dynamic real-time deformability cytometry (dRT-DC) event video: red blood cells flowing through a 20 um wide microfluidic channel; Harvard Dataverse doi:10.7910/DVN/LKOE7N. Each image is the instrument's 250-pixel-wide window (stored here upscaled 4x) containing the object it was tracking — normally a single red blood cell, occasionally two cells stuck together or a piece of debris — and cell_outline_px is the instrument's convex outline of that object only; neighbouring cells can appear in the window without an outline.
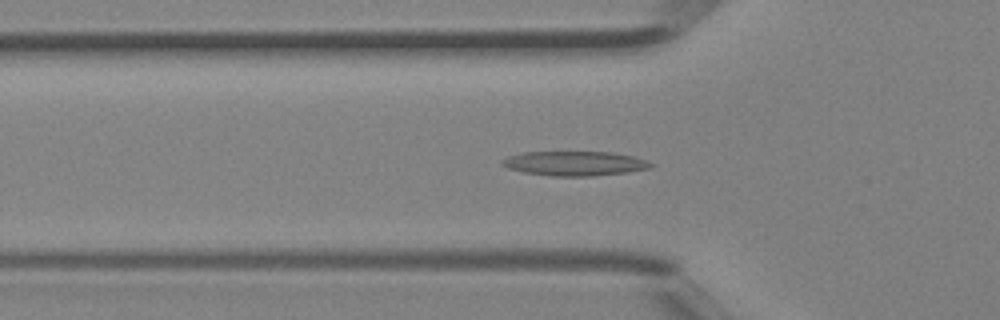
{"species": "Egyptian fruit bat (a non-hibernating species)", "species_latin": "Rousettus aegyptiacus", "temperature_condition": "room temperature", "stored_images_in_passage": 45, "camera_frame_rate_fps": 3000, "um_per_image_px": 0.085, "animal": {"sex": "female"}, "frame": {"image": 1, "passage_image": 15, "time_ms": 4.667, "image_size_px": [1000, 320], "cell_outline_px": [[656, 164], [648, 168], [628, 172], [592, 176], [552, 176], [524, 172], [508, 168], [500, 164], [500, 160], [508, 156], [520, 152], [612, 152], [636, 156], [648, 160]], "centroid_in_image_um": [48.86, 13.88], "position_along_channel_um": 76.9, "area_um2": 21.44}}
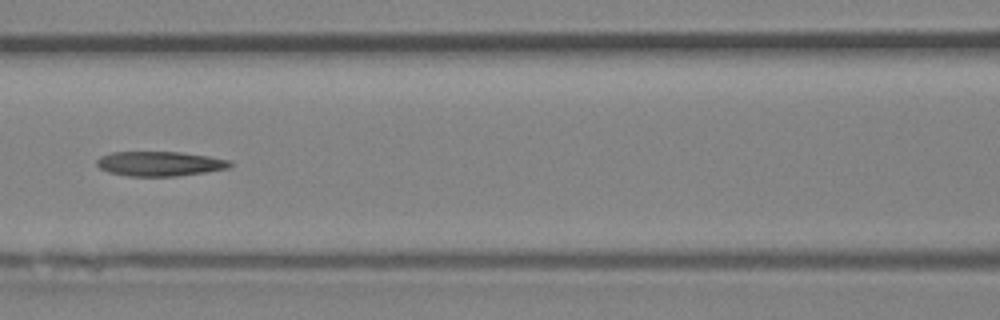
{"frame": {"image": 2, "passage_image": 20, "time_ms": 6.333, "image_size_px": [1000, 320], "cell_outline_px": [[232, 164], [228, 168], [204, 172], [176, 176], [128, 176], [108, 172], [100, 168], [96, 164], [96, 160], [100, 156], [112, 152], [180, 152], [208, 156], [232, 160]], "centroid_in_image_um": [13.56, 13.91], "position_along_channel_um": 153.0, "area_um2": 19.13}}
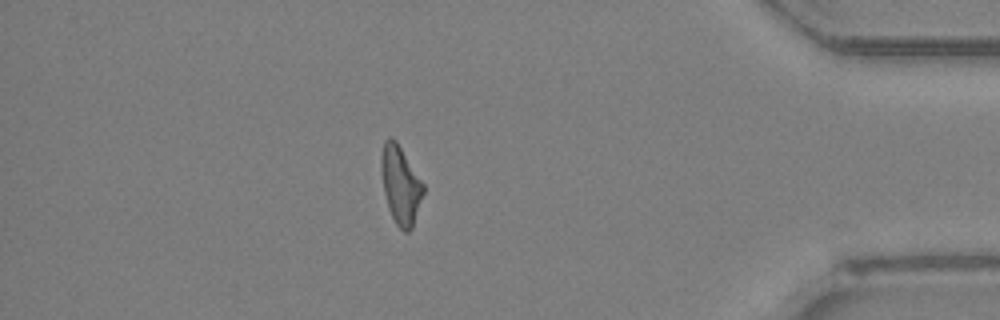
{"frame": {"image": 3, "passage_image": 39, "time_ms": 12.667, "image_size_px": [1000, 320], "cell_outline_px": [[424, 192], [412, 228], [408, 232], [404, 232], [396, 224], [388, 208], [384, 192], [380, 168], [380, 160], [384, 140], [388, 136], [396, 140], [424, 184]], "centroid_in_image_um": [34.03, 15.71], "position_along_channel_um": 401.2, "area_um2": 19.13}}